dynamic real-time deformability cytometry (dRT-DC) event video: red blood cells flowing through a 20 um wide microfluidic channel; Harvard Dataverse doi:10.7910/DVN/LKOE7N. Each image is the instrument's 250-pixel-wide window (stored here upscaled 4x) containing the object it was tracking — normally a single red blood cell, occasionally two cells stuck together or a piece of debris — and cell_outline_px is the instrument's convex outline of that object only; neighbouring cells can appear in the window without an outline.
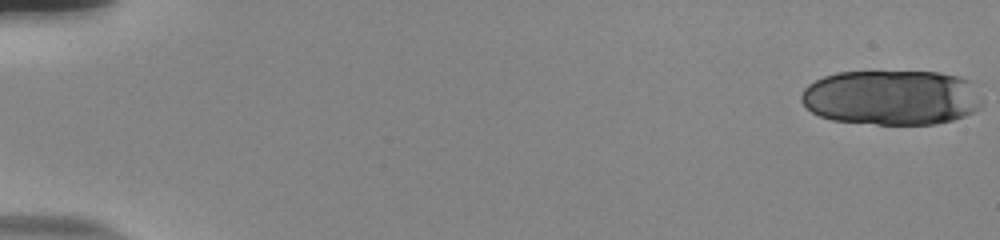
{"species": "human", "species_latin": "Homo sapiens", "temperature_condition": "room temperature", "stored_images_in_passage": 21, "camera_frame_rate_fps": 3000, "um_per_image_px": 0.085, "donor": {"sex": "male"}, "frame": {"image": 1, "passage_image": 1, "time_ms": 0.0, "image_size_px": [1000, 240], "cell_outline_px": [[980, 108], [964, 116], [952, 120], [936, 124], [876, 124], [832, 120], [820, 116], [812, 112], [800, 100], [800, 96], [804, 88], [808, 84], [824, 76], [836, 72], [940, 72], [960, 76], [972, 80], [980, 100]], "centroid_in_image_um": [75.78, 8.28], "position_along_channel_um": 9.2, "area_um2": 58.26}}